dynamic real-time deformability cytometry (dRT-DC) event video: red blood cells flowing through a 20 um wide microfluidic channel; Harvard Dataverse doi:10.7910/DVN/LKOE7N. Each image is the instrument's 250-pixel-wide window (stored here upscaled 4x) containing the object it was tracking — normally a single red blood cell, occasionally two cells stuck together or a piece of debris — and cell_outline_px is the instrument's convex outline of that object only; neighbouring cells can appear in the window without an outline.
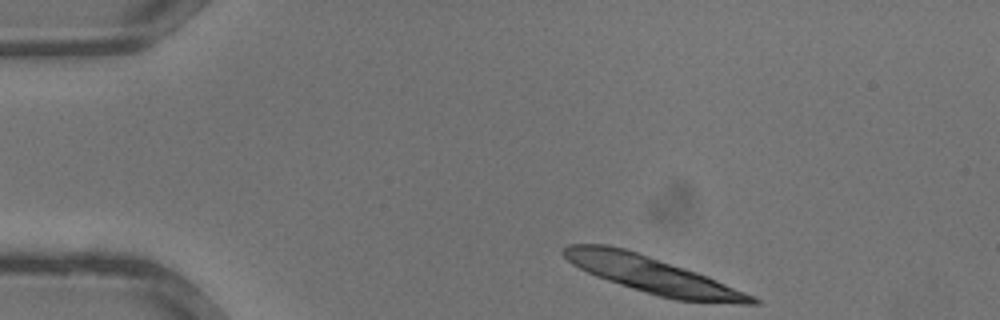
{"species": "common noctule bat (a hibernating species)", "species_latin": "Nyctalus noctula", "temperature_condition": "warm", "stored_images_in_passage": 30, "camera_frame_rate_fps": 3000, "um_per_image_px": 0.085, "animal": {"sex": "male", "body_mass_g": 13.3}, "frame": {"image": 1, "passage_image": 1, "time_ms": 0.0, "image_size_px": [1000, 320], "cell_outline_px": [[760, 304], [740, 304], [676, 300], [660, 296], [632, 288], [596, 276], [572, 264], [560, 252], [568, 244], [608, 244], [624, 248], [696, 272], [716, 280], [744, 292], [760, 300]], "centroid_in_image_um": [55.42, 23.36], "position_along_channel_um": 29.6, "area_um2": 39.13}}
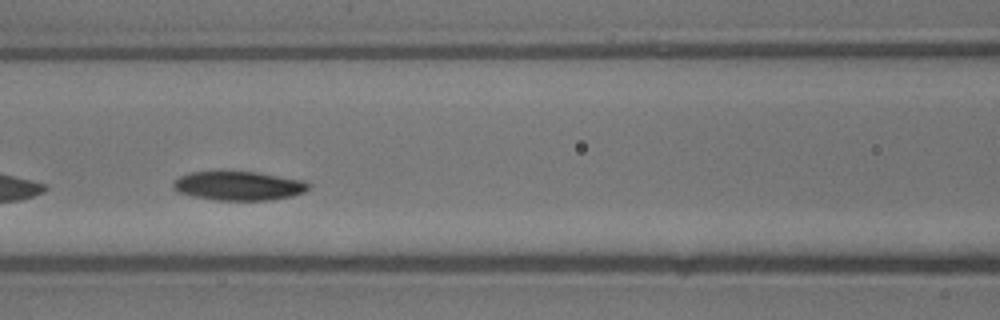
{"frame": {"image": 2, "passage_image": 11, "time_ms": 3.333, "image_size_px": [1000, 320], "cell_outline_px": [[312, 184], [304, 192], [292, 196], [272, 200], [216, 200], [176, 192], [172, 188], [172, 184], [180, 176], [192, 172], [224, 168], [260, 172], [304, 180]], "centroid_in_image_um": [20.28, 15.74], "position_along_channel_um": 146.3, "area_um2": 23.87}}
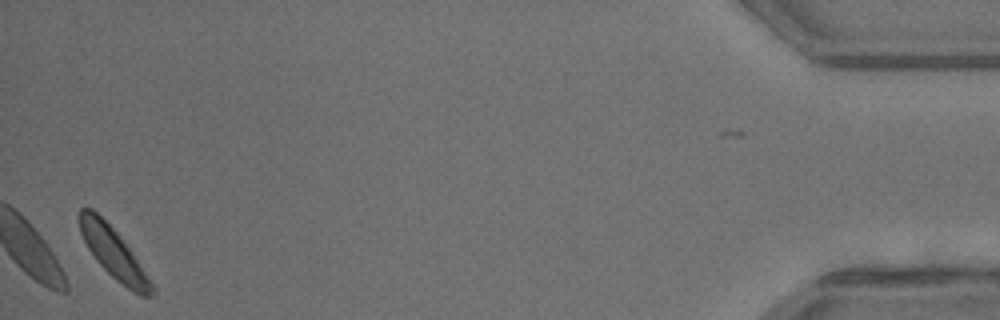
{"frame": {"image": 3, "passage_image": 30, "time_ms": 9.667, "image_size_px": [1000, 320], "cell_outline_px": [[156, 292], [152, 296], [140, 296], [132, 292], [116, 280], [96, 260], [88, 248], [80, 232], [76, 216], [80, 208], [92, 208], [116, 232], [128, 248], [156, 288]], "centroid_in_image_um": [9.62, 21.52], "position_along_channel_um": 425.6, "area_um2": 20.92}}